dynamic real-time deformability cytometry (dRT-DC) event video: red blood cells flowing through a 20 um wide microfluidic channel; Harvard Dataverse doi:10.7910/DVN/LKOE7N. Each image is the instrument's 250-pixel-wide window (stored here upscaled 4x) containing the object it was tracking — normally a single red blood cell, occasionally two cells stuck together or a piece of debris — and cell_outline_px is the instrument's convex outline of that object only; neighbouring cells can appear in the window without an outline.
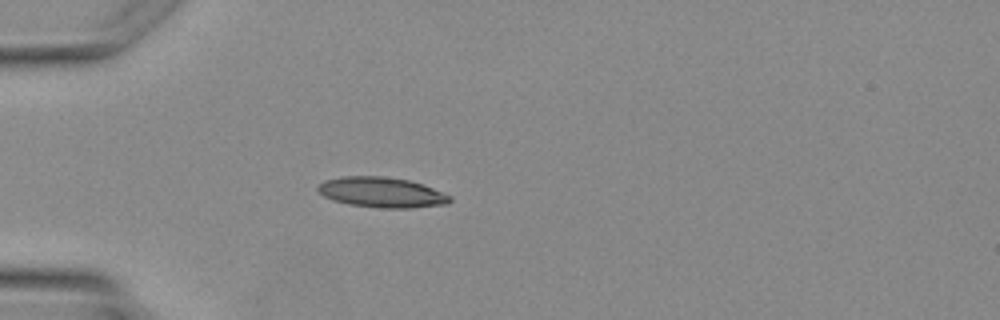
{"species": "Egyptian fruit bat (a non-hibernating species)", "species_latin": "Rousettus aegyptiacus", "temperature_condition": "warm", "stored_images_in_passage": 5, "camera_frame_rate_fps": 3000, "um_per_image_px": 0.085, "animal": {"sex": "female"}, "frame": {"image": 1, "passage_image": 5, "time_ms": 5.667, "image_size_px": [1000, 320], "cell_outline_px": [[452, 200], [448, 204], [412, 208], [384, 208], [348, 204], [332, 200], [324, 196], [316, 188], [324, 180], [344, 176], [380, 176], [408, 180], [432, 188], [452, 196]], "centroid_in_image_um": [32.45, 16.36], "position_along_channel_um": 52.6, "area_um2": 23.18}}